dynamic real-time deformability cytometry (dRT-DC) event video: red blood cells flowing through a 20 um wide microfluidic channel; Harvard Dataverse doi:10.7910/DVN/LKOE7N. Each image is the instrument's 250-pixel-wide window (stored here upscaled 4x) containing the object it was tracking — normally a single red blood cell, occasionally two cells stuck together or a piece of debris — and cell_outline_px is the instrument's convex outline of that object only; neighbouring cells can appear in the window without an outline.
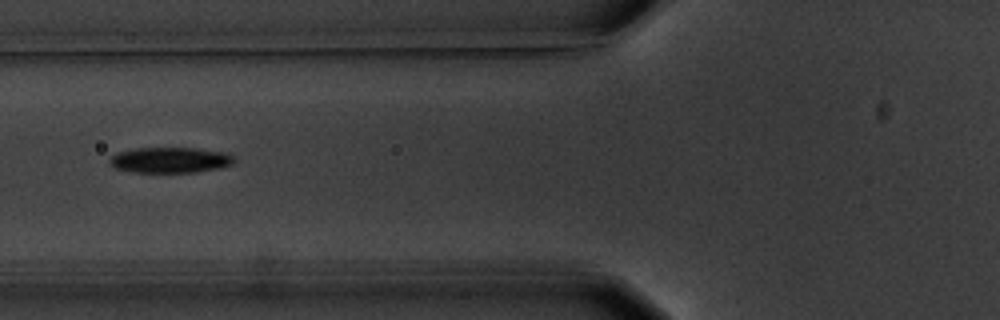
{"species": "common noctule bat (a hibernating species)", "species_latin": "Nyctalus noctula", "temperature_condition": "warm", "stored_images_in_passage": 2, "camera_frame_rate_fps": 3000, "um_per_image_px": 0.085, "animal": {"sex": "male", "body_mass_g": 20.1, "forearm_length_mm": 53.5}, "frame": {"image": 1, "passage_image": 2, "time_ms": 1.0, "image_size_px": [1000, 320], "cell_outline_px": [[236, 160], [232, 164], [220, 168], [196, 172], [132, 172], [116, 168], [108, 160], [116, 152], [136, 148], [196, 148], [224, 152], [232, 156]], "centroid_in_image_um": [14.47, 13.6], "position_along_channel_um": 111.3, "area_um2": 18.55}}